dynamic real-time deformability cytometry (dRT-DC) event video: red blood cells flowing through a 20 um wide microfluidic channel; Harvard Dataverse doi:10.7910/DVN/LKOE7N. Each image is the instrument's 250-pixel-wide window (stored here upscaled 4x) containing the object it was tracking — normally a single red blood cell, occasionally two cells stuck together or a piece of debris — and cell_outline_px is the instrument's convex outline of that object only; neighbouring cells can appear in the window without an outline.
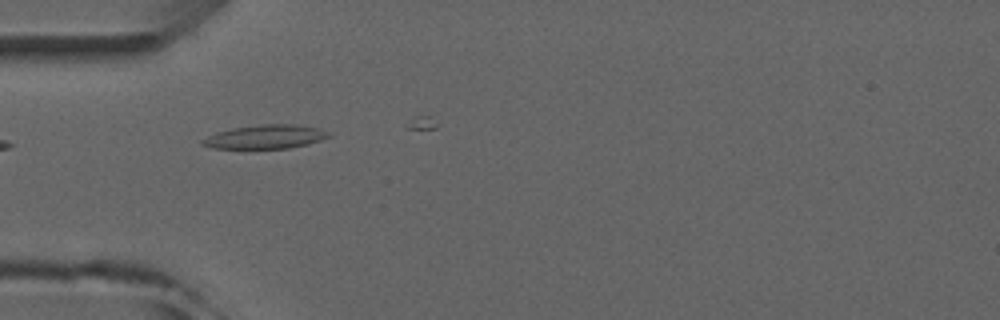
{"species": "common noctule bat (a hibernating species)", "species_latin": "Nyctalus noctula", "temperature_condition": "room temperature", "stored_images_in_passage": 5, "camera_frame_rate_fps": 3000, "um_per_image_px": 0.085, "animal": {"sex": "male", "forearm_length_mm": 52.5}, "frame": {"image": 1, "passage_image": 4, "time_ms": 4.0, "image_size_px": [1000, 320], "cell_outline_px": [[332, 136], [308, 144], [288, 148], [212, 148], [200, 144], [200, 140], [216, 132], [232, 128], [260, 124], [296, 124], [316, 128], [328, 132]], "centroid_in_image_um": [22.53, 11.62], "position_along_channel_um": 62.5, "area_um2": 17.46}}